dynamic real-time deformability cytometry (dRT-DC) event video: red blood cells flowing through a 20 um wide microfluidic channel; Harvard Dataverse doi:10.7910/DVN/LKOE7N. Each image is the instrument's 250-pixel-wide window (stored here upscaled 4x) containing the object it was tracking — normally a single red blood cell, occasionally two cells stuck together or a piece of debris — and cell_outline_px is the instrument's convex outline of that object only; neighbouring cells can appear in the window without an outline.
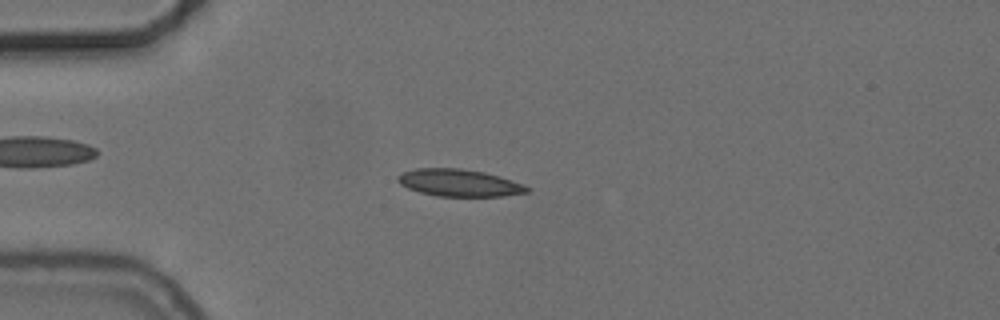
{"species": "common noctule bat (a hibernating species)", "species_latin": "Nyctalus noctula", "temperature_condition": "cold", "stored_images_in_passage": 54, "camera_frame_rate_fps": 3000, "um_per_image_px": 0.085, "animal": {"sex": "female", "body_mass_g": 24.6, "forearm_length_mm": 56.2}, "frame": {"image": 1, "passage_image": 14, "time_ms": 4.333, "image_size_px": [1000, 320], "cell_outline_px": [[532, 188], [528, 192], [500, 196], [436, 196], [420, 192], [408, 188], [400, 184], [396, 180], [396, 176], [404, 172], [416, 168], [460, 168], [484, 172], [524, 184]], "centroid_in_image_um": [39.01, 15.54], "position_along_channel_um": 46.0, "area_um2": 20.4}}
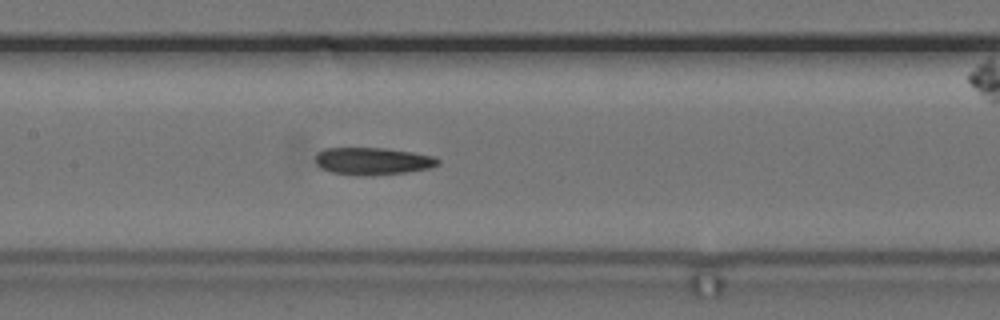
{"frame": {"image": 2, "passage_image": 26, "time_ms": 8.333, "image_size_px": [1000, 320], "cell_outline_px": [[440, 164], [428, 168], [404, 172], [364, 176], [332, 172], [320, 168], [316, 164], [316, 156], [324, 148], [384, 148], [412, 152], [432, 156], [440, 160]], "centroid_in_image_um": [31.67, 13.69], "position_along_channel_um": 175.7, "area_um2": 19.25}}
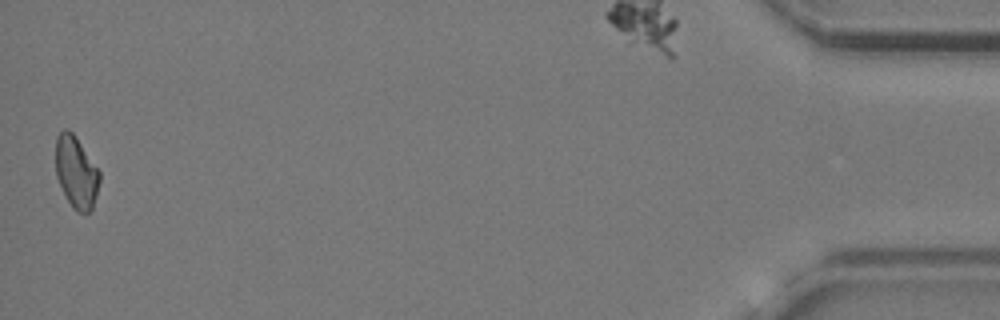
{"frame": {"image": 3, "passage_image": 54, "time_ms": 17.667, "image_size_px": [1000, 320], "cell_outline_px": [[100, 180], [92, 212], [84, 216], [76, 212], [72, 208], [56, 176], [56, 136], [64, 128], [68, 128], [72, 132], [100, 172]], "centroid_in_image_um": [6.48, 14.69], "position_along_channel_um": 428.7, "area_um2": 18.5}}